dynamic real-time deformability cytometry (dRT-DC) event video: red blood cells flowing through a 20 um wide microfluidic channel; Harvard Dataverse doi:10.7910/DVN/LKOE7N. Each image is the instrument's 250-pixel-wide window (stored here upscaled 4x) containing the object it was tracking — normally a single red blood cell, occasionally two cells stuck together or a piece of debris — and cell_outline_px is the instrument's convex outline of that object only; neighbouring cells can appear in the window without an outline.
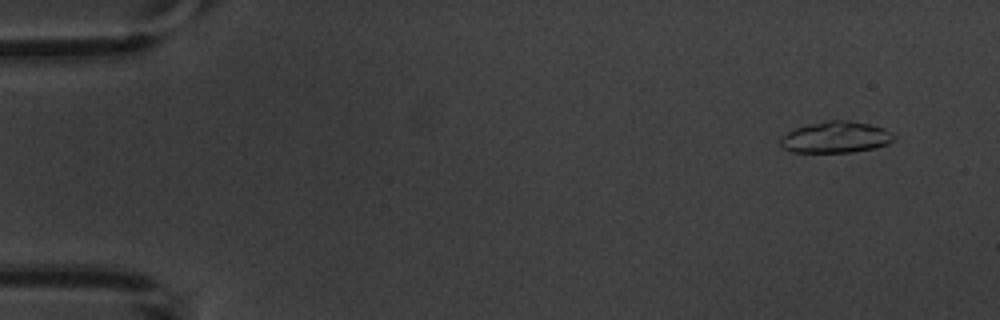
{"species": "common noctule bat (a hibernating species)", "species_latin": "Nyctalus noctula", "temperature_condition": "warm", "stored_images_in_passage": 8, "camera_frame_rate_fps": 3000, "um_per_image_px": 0.085, "animal": {"sex": "male", "body_mass_g": 20.1, "forearm_length_mm": 53.5}, "frame": {"image": 1, "passage_image": 1, "time_ms": 0.0, "image_size_px": [1000, 320], "cell_outline_px": [[896, 136], [888, 144], [876, 148], [852, 152], [792, 152], [784, 148], [780, 144], [780, 136], [796, 128], [808, 124], [828, 120], [848, 120], [868, 124], [884, 128], [892, 132]], "centroid_in_image_um": [71.05, 11.66], "position_along_channel_um": 14.0, "area_um2": 20.81}}
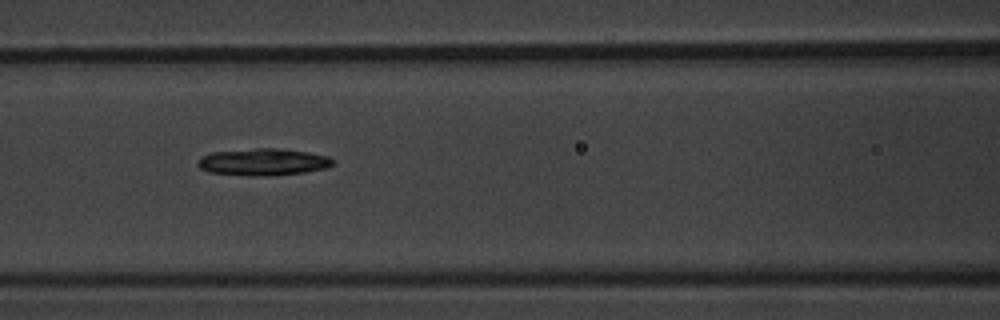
{"frame": {"image": 2, "passage_image": 7, "time_ms": 6.667, "image_size_px": [1000, 320], "cell_outline_px": [[336, 160], [332, 164], [324, 168], [304, 172], [208, 172], [200, 168], [196, 164], [204, 156], [212, 152], [256, 148], [276, 148], [308, 152], [328, 156]], "centroid_in_image_um": [22.42, 13.69], "position_along_channel_um": 144.2, "area_um2": 19.48}}
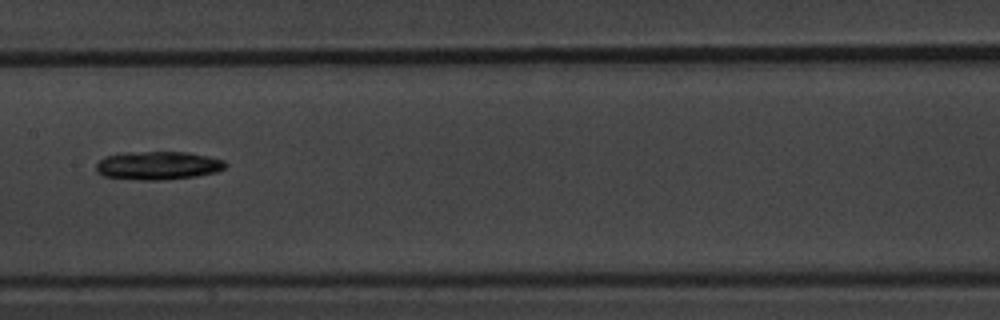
{"frame": {"image": 3, "passage_image": 8, "time_ms": 8.0, "image_size_px": [1000, 320], "cell_outline_px": [[228, 164], [224, 168], [216, 172], [196, 176], [156, 180], [140, 180], [104, 176], [96, 172], [96, 164], [104, 156], [124, 152], [188, 152], [224, 160]], "centroid_in_image_um": [13.4, 14.06], "position_along_channel_um": 194.0, "area_um2": 21.33}}